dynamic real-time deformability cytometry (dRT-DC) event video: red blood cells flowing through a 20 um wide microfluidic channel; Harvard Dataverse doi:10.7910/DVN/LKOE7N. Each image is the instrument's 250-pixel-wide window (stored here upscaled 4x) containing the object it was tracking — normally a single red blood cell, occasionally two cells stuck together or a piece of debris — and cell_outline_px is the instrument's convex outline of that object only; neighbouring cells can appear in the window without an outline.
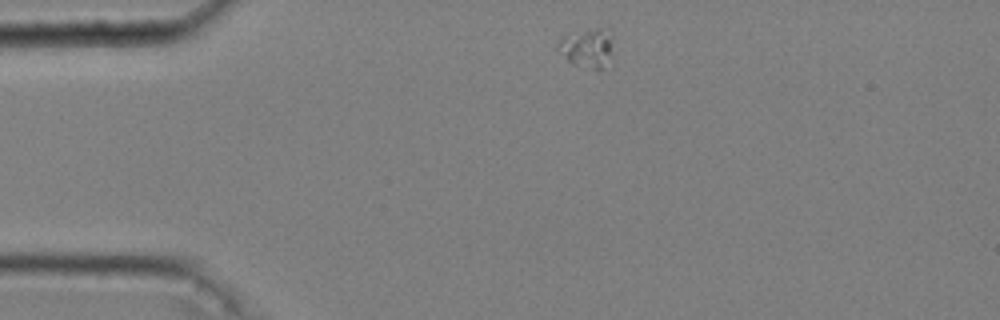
{"species": "common noctule bat (a hibernating species)", "species_latin": "Nyctalus noctula", "temperature_condition": "cold", "stored_images_in_passage": 37, "camera_frame_rate_fps": 3000, "um_per_image_px": 0.085, "animal": {"sex": "male", "body_mass_g": 20.4}, "frame": {"image": 1, "passage_image": 1, "time_ms": 0.0, "image_size_px": [1000, 320], "cell_outline_px": [[612, 36], [608, 52], [600, 72], [596, 72], [572, 64], [564, 56], [556, 44], [564, 36], [596, 28], [612, 28]], "centroid_in_image_um": [49.9, 4.08], "position_along_channel_um": 35.1, "area_um2": 12.14}}
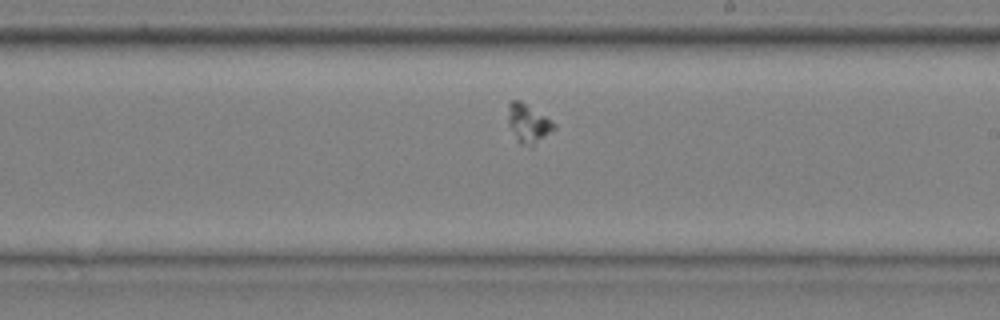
{"frame": {"image": 2, "passage_image": 22, "time_ms": 7.0, "image_size_px": [1000, 320], "cell_outline_px": [[556, 128], [532, 148], [520, 144], [508, 124], [508, 104], [512, 100], [520, 100], [556, 124]], "centroid_in_image_um": [44.9, 10.52], "position_along_channel_um": 244.1, "area_um2": 10.35}}
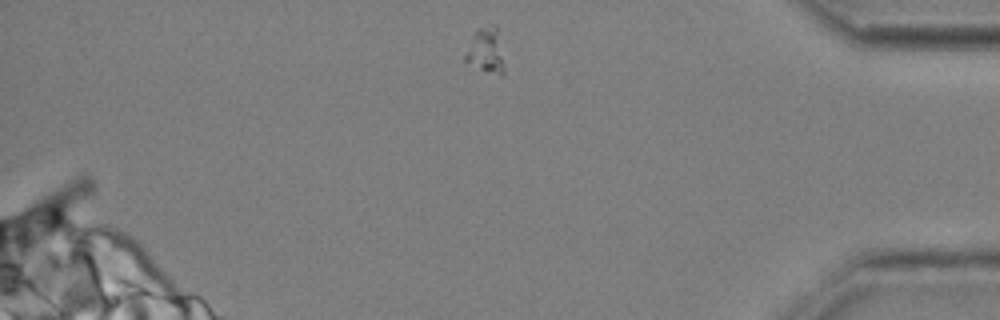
{"frame": {"image": 3, "passage_image": 37, "time_ms": 12.0, "image_size_px": [1000, 320], "cell_outline_px": [[504, 72], [500, 76], [484, 72], [464, 60], [464, 56], [476, 28], [492, 24], [496, 24], [504, 68]], "centroid_in_image_um": [41.29, 4.31], "position_along_channel_um": 393.9, "area_um2": 10.23}}